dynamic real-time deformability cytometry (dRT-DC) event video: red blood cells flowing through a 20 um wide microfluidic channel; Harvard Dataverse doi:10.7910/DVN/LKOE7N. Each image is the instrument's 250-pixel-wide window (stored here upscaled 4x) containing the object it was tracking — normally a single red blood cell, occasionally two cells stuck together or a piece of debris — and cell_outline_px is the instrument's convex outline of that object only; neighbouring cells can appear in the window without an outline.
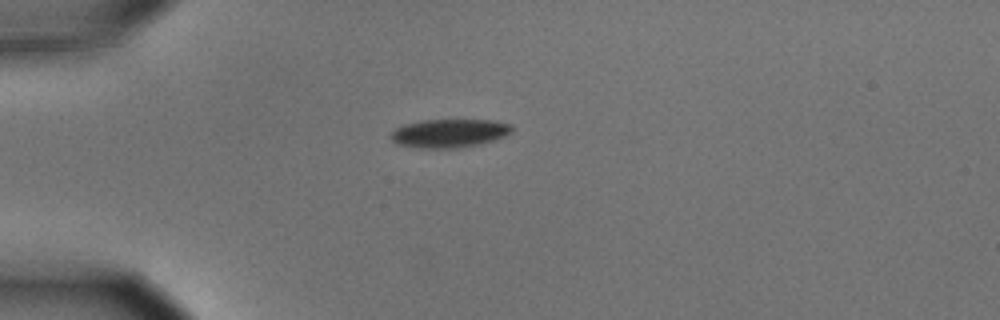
{"species": "common noctule bat (a hibernating species)", "species_latin": "Nyctalus noctula", "temperature_condition": "cold", "stored_images_in_passage": 42, "camera_frame_rate_fps": 3000, "um_per_image_px": 0.085, "animal": {"sex": "male", "body_mass_g": 15.6}, "frame": {"image": 1, "passage_image": 1, "time_ms": 0.0, "image_size_px": [1000, 320], "cell_outline_px": [[512, 132], [504, 136], [480, 144], [460, 148], [416, 148], [396, 144], [388, 136], [396, 128], [420, 120], [492, 120], [512, 124]], "centroid_in_image_um": [38.18, 11.33], "position_along_channel_um": 46.8, "area_um2": 20.17}}
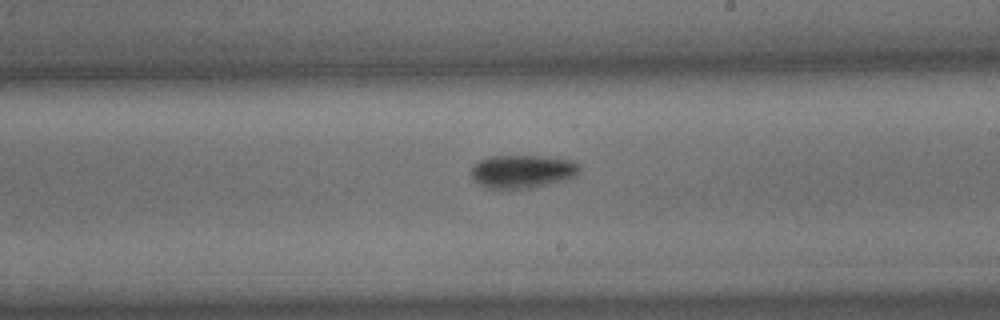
{"frame": {"image": 2, "passage_image": 19, "time_ms": 6.0, "image_size_px": [1000, 320], "cell_outline_px": [[580, 172], [576, 176], [568, 180], [528, 188], [484, 188], [472, 176], [472, 164], [488, 156], [548, 156], [576, 160], [580, 164]], "centroid_in_image_um": [44.48, 14.55], "position_along_channel_um": 244.5, "area_um2": 21.27}}
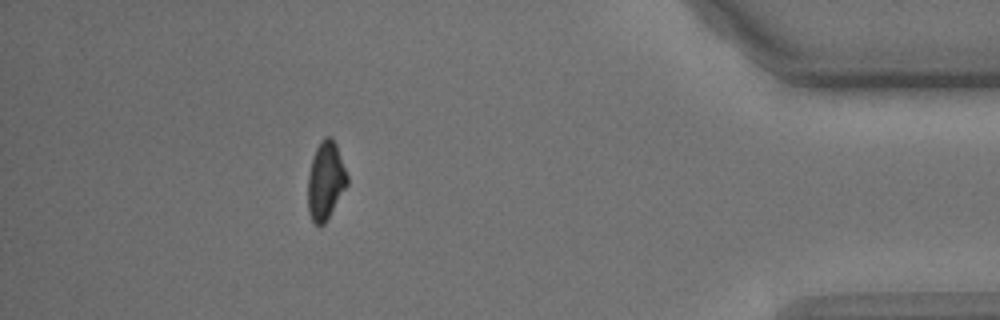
{"frame": {"image": 3, "passage_image": 36, "time_ms": 11.667, "image_size_px": [1000, 320], "cell_outline_px": [[348, 184], [324, 224], [316, 224], [312, 220], [308, 212], [308, 176], [312, 160], [316, 148], [320, 140], [324, 136], [332, 136], [336, 144], [348, 176]], "centroid_in_image_um": [27.68, 15.32], "position_along_channel_um": 407.5, "area_um2": 17.74}, "authors_computed_cell_mechanics": {"area_um2": 20.1433, "velocity_mm_per_s": 3.6358, "shape_relaxation_time_tau1_ms": 2.3542, "shape_relaxation_time_tau2_ms": null, "deformation_change_tau1": 0.0924, "deformation_change_tau2": null}}